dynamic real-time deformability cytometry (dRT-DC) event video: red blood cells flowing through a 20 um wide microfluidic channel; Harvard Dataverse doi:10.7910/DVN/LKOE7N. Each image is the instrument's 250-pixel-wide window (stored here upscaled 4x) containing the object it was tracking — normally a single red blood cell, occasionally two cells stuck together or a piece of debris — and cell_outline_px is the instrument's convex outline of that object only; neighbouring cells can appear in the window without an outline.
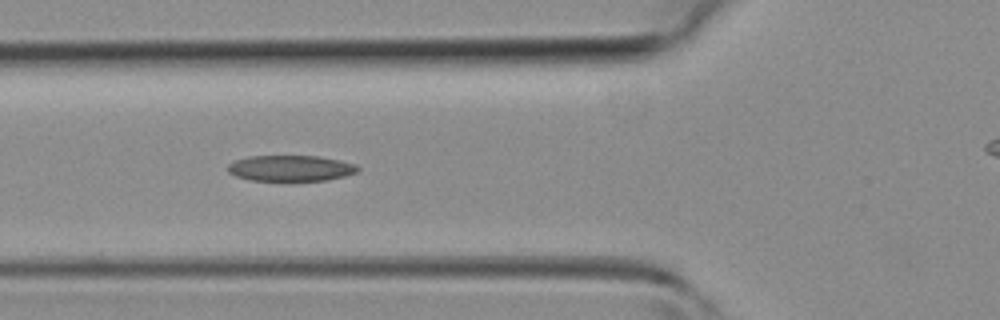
{"species": "common noctule bat (a hibernating species)", "species_latin": "Nyctalus noctula", "temperature_condition": "room temperature", "stored_images_in_passage": 22, "camera_frame_rate_fps": 3000, "um_per_image_px": 0.085, "animal": {"sex": "female", "body_mass_g": 19.3, "forearm_length_mm": 54.1}, "frame": {"image": 1, "passage_image": 7, "time_ms": 2.0, "image_size_px": [1000, 320], "cell_outline_px": [[360, 168], [356, 172], [344, 176], [328, 180], [248, 180], [236, 176], [228, 172], [228, 164], [236, 160], [248, 156], [316, 156], [340, 160], [356, 164]], "centroid_in_image_um": [24.7, 14.29], "position_along_channel_um": 101.1, "area_um2": 19.48}}